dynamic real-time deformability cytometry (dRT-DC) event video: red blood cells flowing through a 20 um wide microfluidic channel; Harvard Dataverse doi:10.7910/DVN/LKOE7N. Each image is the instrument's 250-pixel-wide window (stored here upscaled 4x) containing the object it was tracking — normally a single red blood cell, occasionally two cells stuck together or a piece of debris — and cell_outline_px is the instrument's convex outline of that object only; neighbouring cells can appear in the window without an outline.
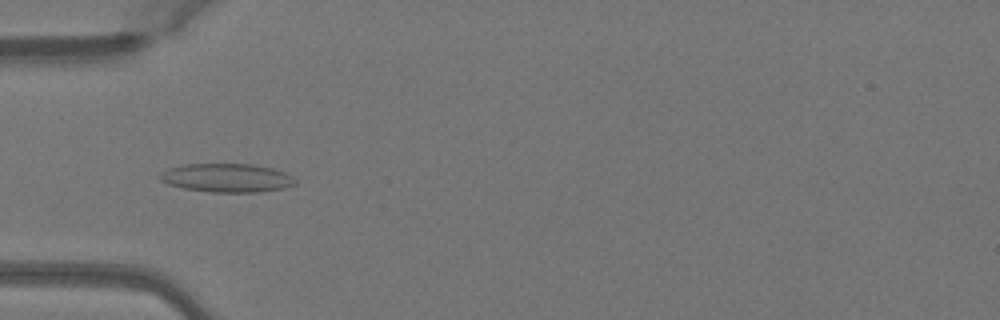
{"species": "Egyptian fruit bat (a non-hibernating species)", "species_latin": "Rousettus aegyptiacus", "temperature_condition": "warm", "stored_images_in_passage": 44, "camera_frame_rate_fps": 3000, "um_per_image_px": 0.085, "animal": {"sex": "female"}, "frame": {"image": 1, "passage_image": 10, "time_ms": 3.0, "image_size_px": [1000, 320], "cell_outline_px": [[296, 184], [284, 188], [256, 192], [212, 192], [184, 188], [168, 184], [160, 180], [156, 176], [168, 168], [184, 164], [252, 164], [272, 168], [284, 172], [292, 176], [296, 180]], "centroid_in_image_um": [19.26, 15.11], "position_along_channel_um": 65.7, "area_um2": 22.6}}
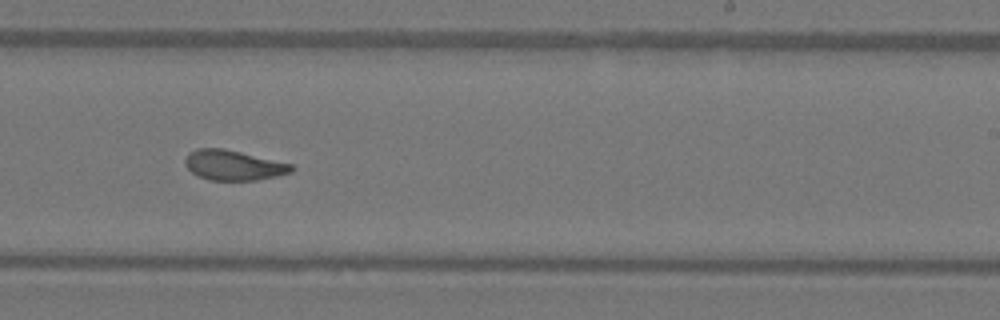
{"frame": {"image": 2, "passage_image": 25, "time_ms": 8.0, "image_size_px": [1000, 320], "cell_outline_px": [[296, 168], [292, 172], [276, 176], [256, 180], [208, 180], [196, 176], [184, 164], [184, 160], [188, 152], [196, 148], [224, 148], [292, 164]], "centroid_in_image_um": [19.82, 14.04], "position_along_channel_um": 269.2, "area_um2": 18.79}}
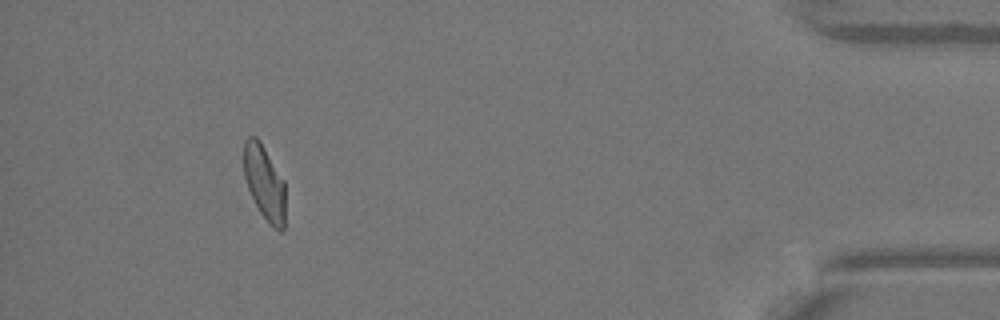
{"frame": {"image": 3, "passage_image": 40, "time_ms": 13.0, "image_size_px": [1000, 320], "cell_outline_px": [[284, 228], [280, 232], [272, 228], [260, 212], [248, 188], [244, 176], [244, 140], [248, 136], [256, 136], [260, 140], [284, 180]], "centroid_in_image_um": [22.47, 15.51], "position_along_channel_um": 412.7, "area_um2": 18.03}, "authors_computed_cell_mechanics": {"area_um2": 19.1318, "velocity_mm_per_s": 4.0713, "shape_relaxation_time_tau1_ms": 10.4383, "shape_relaxation_time_tau2_ms": 1.7906, "deformation_change_tau1": 0.2256, "deformation_change_tau2": 0.076}}